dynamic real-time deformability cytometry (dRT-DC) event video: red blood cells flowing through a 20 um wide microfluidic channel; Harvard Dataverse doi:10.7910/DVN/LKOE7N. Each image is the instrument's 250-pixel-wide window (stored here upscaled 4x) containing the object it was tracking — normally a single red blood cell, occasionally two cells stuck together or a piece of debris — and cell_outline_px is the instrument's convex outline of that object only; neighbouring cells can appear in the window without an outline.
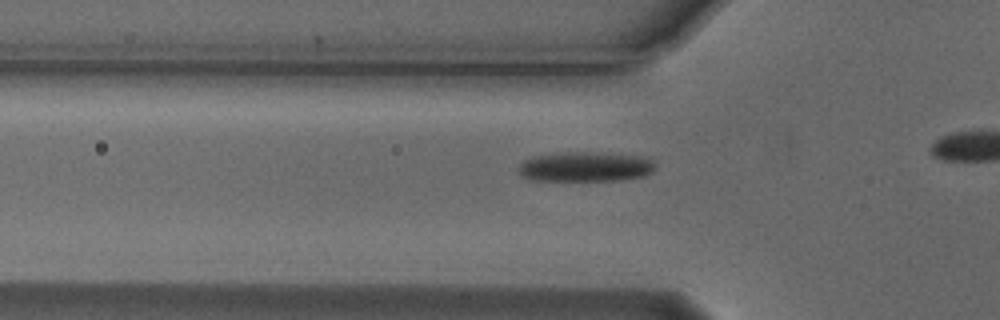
{"species": "Egyptian fruit bat (a non-hibernating species)", "species_latin": "Rousettus aegyptiacus", "temperature_condition": "cold", "stored_images_in_passage": 10, "camera_frame_rate_fps": 3000, "um_per_image_px": 0.085, "animal": {"sex": "male"}, "frame": {"image": 1, "passage_image": 4, "time_ms": 1.0, "image_size_px": [1000, 320], "cell_outline_px": [[656, 168], [652, 172], [644, 176], [620, 180], [528, 180], [520, 176], [516, 168], [524, 160], [532, 156], [568, 152], [584, 152], [636, 156], [652, 160], [656, 164]], "centroid_in_image_um": [49.69, 14.19], "position_along_channel_um": 76.1, "area_um2": 23.7}}